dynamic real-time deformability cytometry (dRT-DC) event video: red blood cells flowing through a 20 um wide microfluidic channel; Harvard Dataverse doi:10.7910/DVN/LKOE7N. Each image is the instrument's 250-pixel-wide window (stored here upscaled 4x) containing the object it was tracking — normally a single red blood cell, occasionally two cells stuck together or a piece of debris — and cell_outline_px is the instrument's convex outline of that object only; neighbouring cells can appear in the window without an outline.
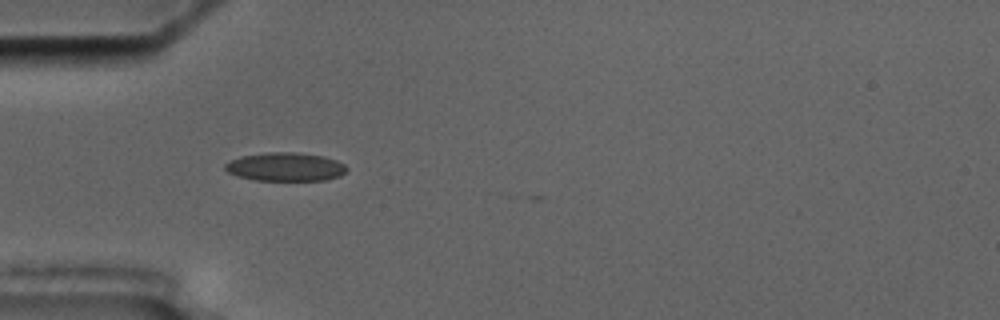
{"species": "common noctule bat (a hibernating species)", "species_latin": "Nyctalus noctula", "temperature_condition": "cold", "stored_images_in_passage": 5, "camera_frame_rate_fps": 3000, "um_per_image_px": 0.085, "animal": {"sex": "male", "body_mass_g": 17.5, "forearm_length_mm": 52.3}, "frame": {"image": 1, "passage_image": 4, "time_ms": 3.667, "image_size_px": [1000, 320], "cell_outline_px": [[348, 168], [340, 176], [324, 180], [252, 180], [228, 172], [224, 168], [224, 164], [240, 156], [268, 152], [296, 152], [324, 156], [336, 160], [344, 164]], "centroid_in_image_um": [24.26, 14.17], "position_along_channel_um": 60.7, "area_um2": 20.17}}